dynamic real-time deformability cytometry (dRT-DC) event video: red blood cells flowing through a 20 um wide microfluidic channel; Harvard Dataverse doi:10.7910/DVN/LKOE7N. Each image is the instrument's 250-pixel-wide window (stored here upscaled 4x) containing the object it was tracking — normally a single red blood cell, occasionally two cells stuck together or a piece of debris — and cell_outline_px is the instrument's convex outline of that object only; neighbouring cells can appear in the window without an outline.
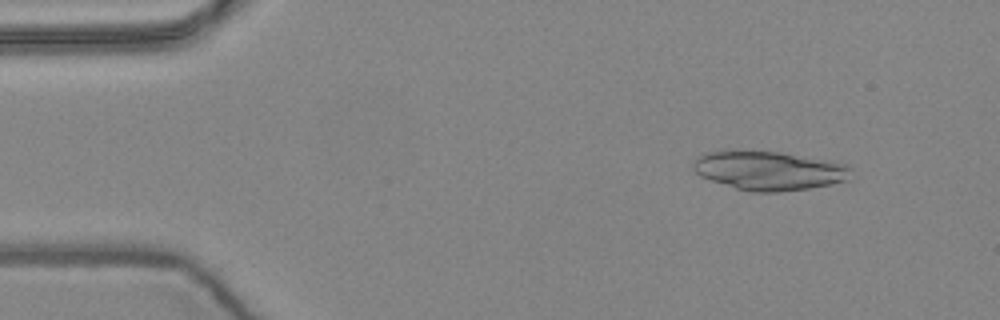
{"species": "common noctule bat (a hibernating species)", "species_latin": "Nyctalus noctula", "temperature_condition": "warm", "stored_images_in_passage": 4, "camera_frame_rate_fps": 3000, "um_per_image_px": 0.085, "animal": {"sex": "female", "body_mass_g": 24.6, "forearm_length_mm": 56.2}, "frame": {"image": 1, "passage_image": 2, "time_ms": 0.333, "image_size_px": [1000, 320], "cell_outline_px": [[852, 168], [848, 180], [832, 184], [808, 188], [776, 192], [752, 192], [736, 188], [700, 176], [692, 168], [692, 164], [696, 156], [704, 152], [780, 152], [832, 160], [848, 164]], "centroid_in_image_um": [65.41, 14.51], "position_along_channel_um": 19.6, "area_um2": 35.66}}